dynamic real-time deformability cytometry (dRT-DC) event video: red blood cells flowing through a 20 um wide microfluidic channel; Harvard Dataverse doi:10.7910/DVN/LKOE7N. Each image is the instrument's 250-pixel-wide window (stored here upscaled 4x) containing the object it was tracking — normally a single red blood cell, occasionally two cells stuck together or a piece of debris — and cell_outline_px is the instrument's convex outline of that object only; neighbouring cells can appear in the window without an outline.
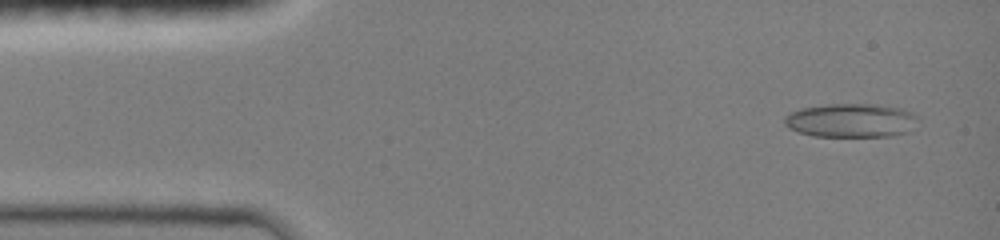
{"species": "common noctule bat (a hibernating species)", "species_latin": "Nyctalus noctula", "temperature_condition": "room temperature", "stored_images_in_passage": 53, "camera_frame_rate_fps": 3000, "um_per_image_px": 0.085, "animal": {"sex": "female", "body_mass_g": 19.0, "forearm_length_mm": 51.5}, "frame": {"image": 1, "passage_image": 2, "time_ms": 0.333, "image_size_px": [1000, 240], "cell_outline_px": [[920, 120], [912, 132], [892, 136], [816, 136], [800, 132], [788, 128], [784, 124], [784, 116], [800, 108], [828, 104], [876, 104], [904, 108], [920, 116]], "centroid_in_image_um": [72.44, 10.23], "position_along_channel_um": 12.6, "area_um2": 26.88}}
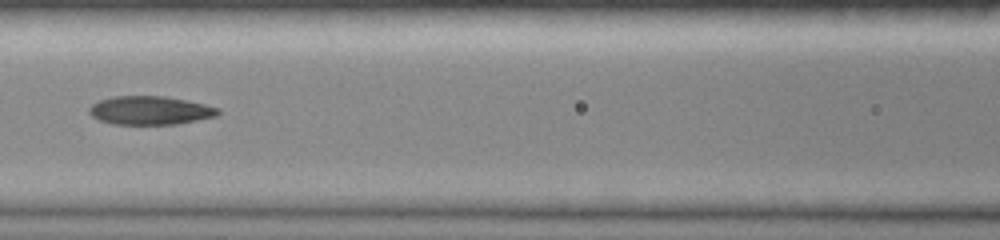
{"frame": {"image": 2, "passage_image": 24, "time_ms": 6.0, "image_size_px": [1000, 240], "cell_outline_px": [[220, 112], [216, 116], [176, 124], [112, 124], [100, 120], [92, 116], [88, 112], [88, 108], [92, 104], [100, 100], [112, 96], [164, 96], [204, 104], [220, 108]], "centroid_in_image_um": [12.73, 9.38], "position_along_channel_um": 153.9, "area_um2": 21.33}}
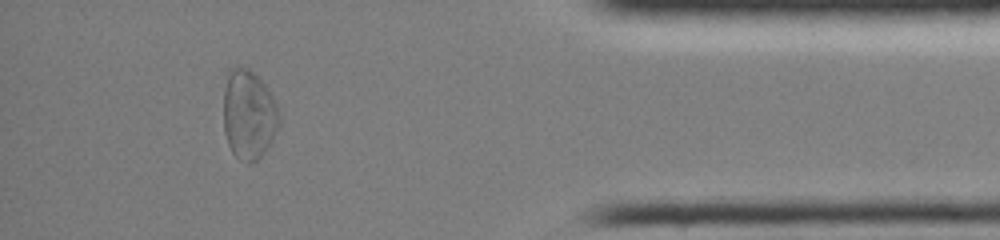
{"frame": {"image": 3, "passage_image": 44, "time_ms": 13.0, "image_size_px": [1000, 240], "cell_outline_px": [[280, 124], [268, 148], [256, 160], [248, 164], [240, 160], [232, 152], [228, 144], [224, 132], [224, 88], [228, 68], [248, 68], [268, 88], [276, 100], [280, 112]], "centroid_in_image_um": [21.15, 9.75], "position_along_channel_um": 414.0, "area_um2": 29.3}, "authors_computed_cell_mechanics": {"area_um2": 22.831, "velocity_mm_per_s": 4.15, "shape_relaxation_time_tau1_ms": null, "shape_relaxation_time_tau2_ms": 4.6126, "deformation_change_tau1": null, "deformation_change_tau2": 0.1035}}